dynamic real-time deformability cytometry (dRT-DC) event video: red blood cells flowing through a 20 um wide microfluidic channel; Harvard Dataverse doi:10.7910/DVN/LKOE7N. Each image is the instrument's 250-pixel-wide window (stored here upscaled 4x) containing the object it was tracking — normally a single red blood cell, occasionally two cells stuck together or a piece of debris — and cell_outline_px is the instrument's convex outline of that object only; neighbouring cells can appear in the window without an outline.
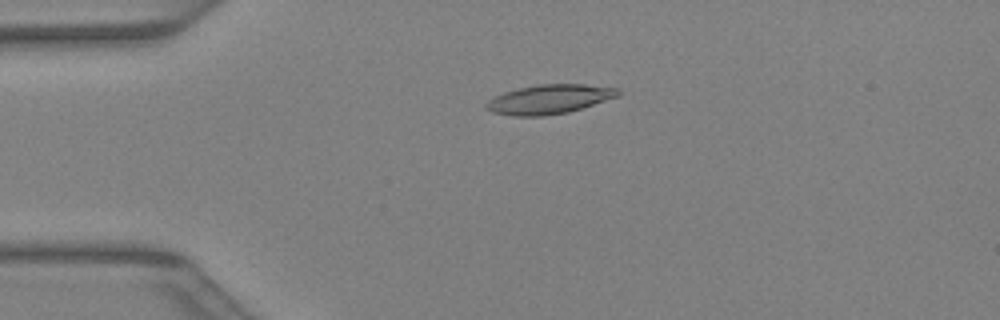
{"species": "Egyptian fruit bat (a non-hibernating species)", "species_latin": "Rousettus aegyptiacus", "temperature_condition": "warm", "stored_images_in_passage": 41, "camera_frame_rate_fps": 3000, "um_per_image_px": 0.085, "animal": {"sex": "female"}, "frame": {"image": 1, "passage_image": 10, "time_ms": 3.0, "image_size_px": [1000, 320], "cell_outline_px": [[620, 96], [568, 112], [540, 116], [512, 116], [492, 112], [484, 108], [484, 104], [488, 100], [504, 92], [520, 88], [540, 84], [584, 84], [620, 88]], "centroid_in_image_um": [46.69, 8.43], "position_along_channel_um": 38.3, "area_um2": 22.48}}
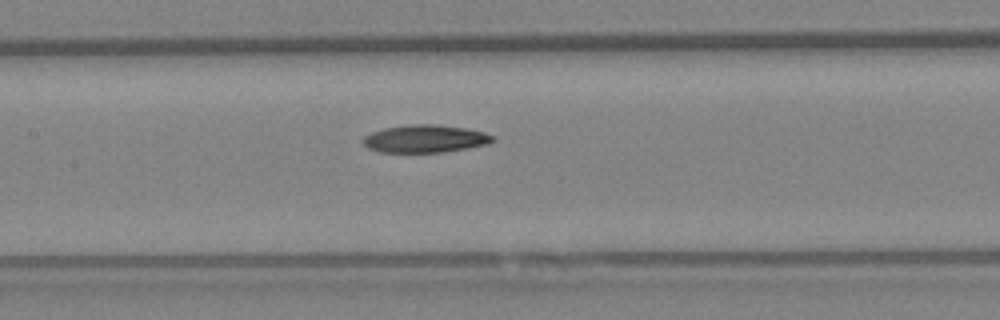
{"frame": {"image": 2, "passage_image": 20, "time_ms": 6.333, "image_size_px": [1000, 320], "cell_outline_px": [[496, 140], [488, 144], [468, 148], [444, 152], [380, 152], [368, 148], [364, 144], [364, 136], [372, 132], [384, 128], [408, 124], [436, 124], [468, 128], [484, 132], [496, 136]], "centroid_in_image_um": [36.19, 11.78], "position_along_channel_um": 171.2, "area_um2": 21.1}}
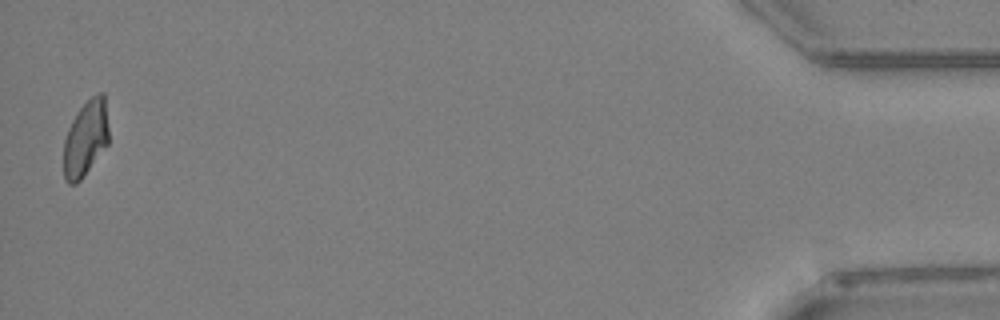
{"frame": {"image": 3, "passage_image": 41, "time_ms": 13.333, "image_size_px": [1000, 320], "cell_outline_px": [[108, 144], [80, 180], [76, 184], [68, 184], [64, 180], [64, 140], [68, 128], [76, 112], [96, 92], [104, 92], [108, 128]], "centroid_in_image_um": [7.27, 11.76], "position_along_channel_um": 427.9, "area_um2": 19.88}}